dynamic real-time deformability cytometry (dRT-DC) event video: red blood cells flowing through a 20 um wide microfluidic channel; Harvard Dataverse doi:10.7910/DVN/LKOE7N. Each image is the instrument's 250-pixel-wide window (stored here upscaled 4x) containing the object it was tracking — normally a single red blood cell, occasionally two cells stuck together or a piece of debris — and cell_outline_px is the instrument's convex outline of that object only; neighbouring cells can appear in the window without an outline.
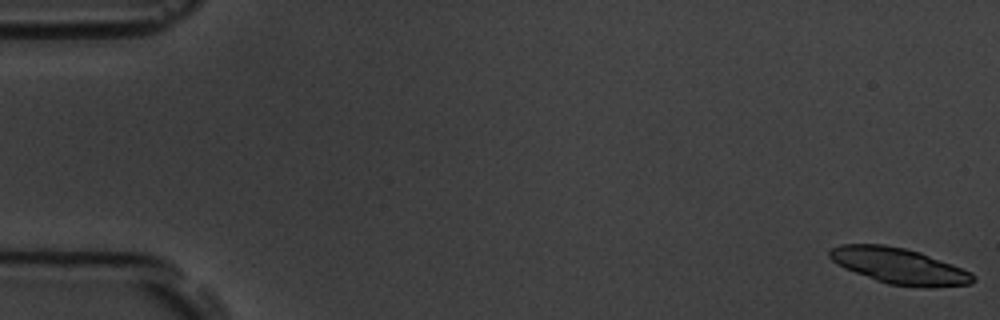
{"species": "common noctule bat (a hibernating species)", "species_latin": "Nyctalus noctula", "temperature_condition": "room temperature", "stored_images_in_passage": 9, "camera_frame_rate_fps": 3000, "um_per_image_px": 0.085, "animal": {"sex": "male", "body_mass_g": 19.5, "forearm_length_mm": 54.6}, "frame": {"image": 1, "passage_image": 1, "time_ms": 0.0, "image_size_px": [1000, 320], "cell_outline_px": [[976, 280], [972, 284], [928, 288], [888, 284], [876, 280], [844, 268], [836, 264], [828, 256], [828, 252], [832, 248], [840, 244], [884, 244], [904, 248], [920, 252], [952, 264], [972, 272], [976, 276]], "centroid_in_image_um": [76.45, 22.61], "position_along_channel_um": 8.5, "area_um2": 30.17}}